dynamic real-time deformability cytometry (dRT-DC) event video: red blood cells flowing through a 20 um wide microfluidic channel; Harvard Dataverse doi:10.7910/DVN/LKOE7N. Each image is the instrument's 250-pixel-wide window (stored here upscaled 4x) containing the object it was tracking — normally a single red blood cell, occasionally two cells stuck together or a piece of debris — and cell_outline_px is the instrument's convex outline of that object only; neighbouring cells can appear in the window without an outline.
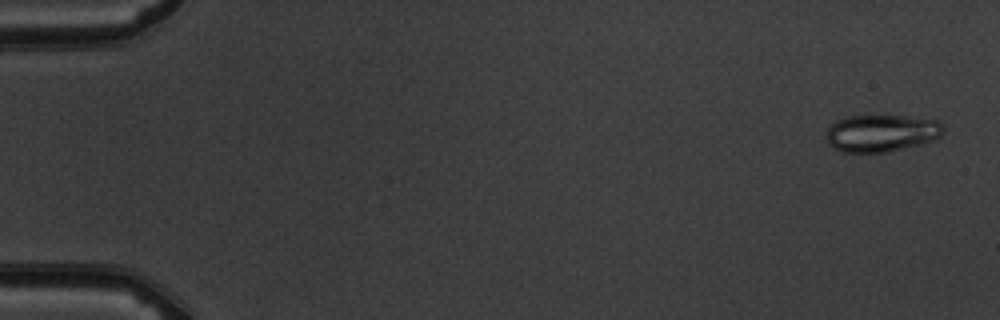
{"species": "common noctule bat (a hibernating species)", "species_latin": "Nyctalus noctula", "temperature_condition": "warm", "stored_images_in_passage": 5, "camera_frame_rate_fps": 3000, "um_per_image_px": 0.085, "animal": {"sex": "male", "body_mass_g": 19.5, "forearm_length_mm": 54.6}, "frame": {"image": 1, "passage_image": 1, "time_ms": 0.0, "image_size_px": [1000, 320], "cell_outline_px": [[944, 132], [936, 140], [888, 152], [840, 152], [832, 148], [828, 144], [828, 128], [836, 120], [848, 116], [904, 116], [936, 120], [944, 124]], "centroid_in_image_um": [74.95, 11.32], "position_along_channel_um": 10.1, "area_um2": 25.43}}